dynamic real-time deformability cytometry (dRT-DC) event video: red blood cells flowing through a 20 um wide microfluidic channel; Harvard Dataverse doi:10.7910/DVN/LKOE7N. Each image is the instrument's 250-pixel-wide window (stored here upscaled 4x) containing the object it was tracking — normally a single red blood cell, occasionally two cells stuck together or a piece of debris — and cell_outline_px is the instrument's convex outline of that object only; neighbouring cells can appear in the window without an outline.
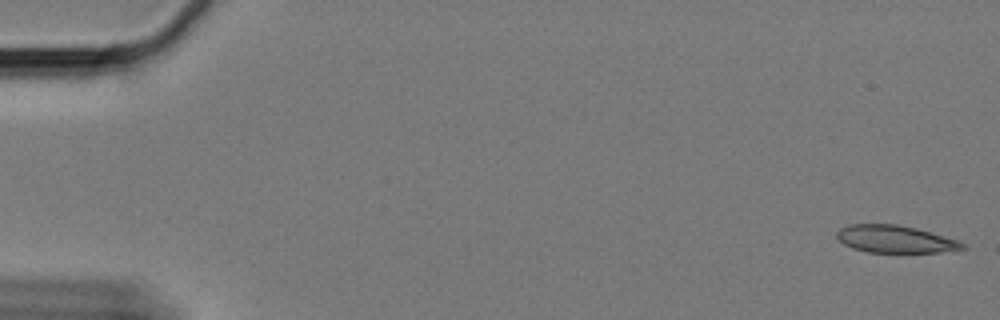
{"species": "Egyptian fruit bat (a non-hibernating species)", "species_latin": "Rousettus aegyptiacus", "temperature_condition": "cold", "stored_images_in_passage": 61, "camera_frame_rate_fps": 3000, "um_per_image_px": 0.085, "animal": {"sex": "female"}, "frame": {"image": 1, "passage_image": 1, "time_ms": 0.0, "image_size_px": [1000, 320], "cell_outline_px": [[968, 248], [940, 252], [868, 252], [852, 248], [844, 244], [836, 236], [836, 232], [840, 228], [848, 224], [896, 224], [916, 228], [960, 240]], "centroid_in_image_um": [76.1, 20.32], "position_along_channel_um": 8.9, "area_um2": 20.11}}
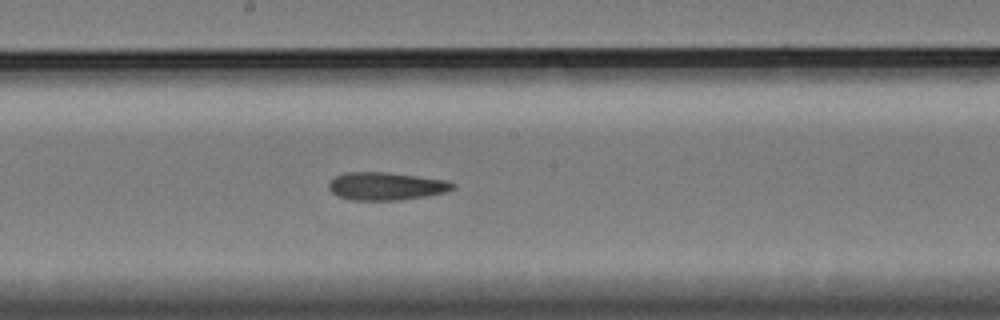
{"frame": {"image": 2, "passage_image": 33, "time_ms": 10.667, "image_size_px": [1000, 320], "cell_outline_px": [[456, 188], [444, 192], [424, 196], [400, 200], [352, 200], [336, 196], [328, 188], [328, 184], [336, 176], [348, 172], [384, 172], [448, 180], [456, 184]], "centroid_in_image_um": [32.82, 15.83], "position_along_channel_um": 215.4, "area_um2": 20.06}}
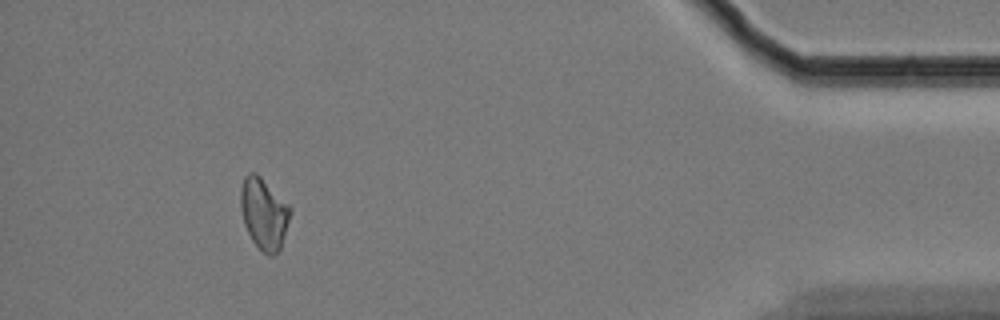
{"frame": {"image": 3, "passage_image": 56, "time_ms": 18.333, "image_size_px": [1000, 320], "cell_outline_px": [[292, 208], [280, 248], [272, 256], [268, 256], [252, 240], [244, 224], [240, 208], [240, 188], [244, 176], [248, 172], [256, 172]], "centroid_in_image_um": [22.4, 18.12], "position_along_channel_um": 412.8, "area_um2": 20.4}, "authors_computed_cell_mechanics": {"area_um2": 20.4612, "velocity_mm_per_s": 3.2844, "shape_relaxation_time_tau1_ms": null, "shape_relaxation_time_tau2_ms": 2.0964, "deformation_change_tau1": null, "deformation_change_tau2": 0.0959}}